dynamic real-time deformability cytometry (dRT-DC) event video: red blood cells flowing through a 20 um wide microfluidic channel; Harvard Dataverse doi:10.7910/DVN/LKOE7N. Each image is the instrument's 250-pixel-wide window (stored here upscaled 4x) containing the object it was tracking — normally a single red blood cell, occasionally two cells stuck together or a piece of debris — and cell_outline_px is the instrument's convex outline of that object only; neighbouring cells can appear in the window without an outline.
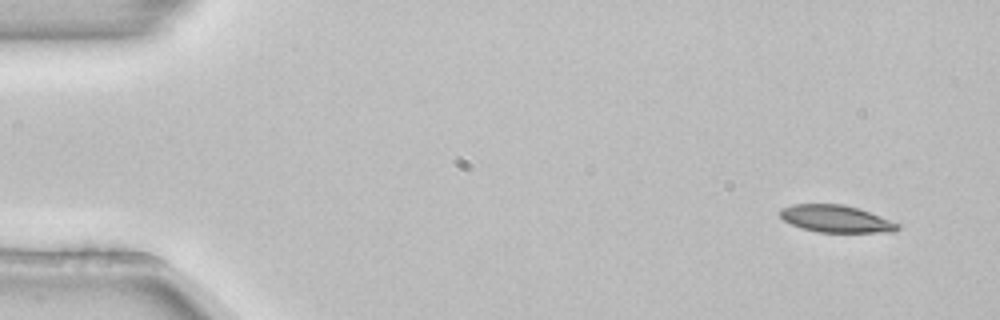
{"species": "common noctule bat (a hibernating species)", "species_latin": "Nyctalus noctula", "temperature_condition": "room temperature", "stored_images_in_passage": 3, "camera_frame_rate_fps": 3000, "um_per_image_px": 0.085, "animal": {"sex": "female", "body_mass_g": 22.7, "forearm_length_mm": 54.2}, "frame": {"image": 1, "passage_image": 1, "time_ms": 0.0, "image_size_px": [1000, 320], "cell_outline_px": [[900, 228], [896, 232], [816, 232], [800, 228], [784, 220], [780, 216], [780, 208], [792, 204], [844, 204], [880, 216], [900, 224]], "centroid_in_image_um": [71.04, 18.6], "position_along_channel_um": 14.0, "area_um2": 18.61}}
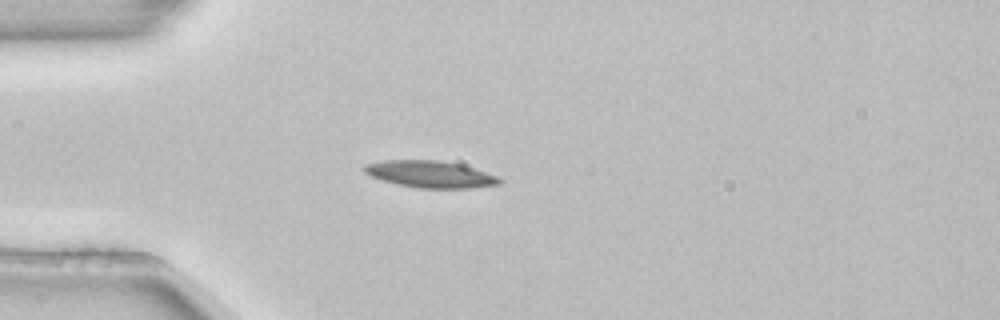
{"frame": {"image": 2, "passage_image": 3, "time_ms": 0.667, "image_size_px": [1000, 320], "cell_outline_px": [[504, 180], [500, 184], [472, 188], [420, 188], [396, 184], [372, 176], [364, 172], [364, 164], [384, 160], [440, 160], [460, 164], [496, 176]], "centroid_in_image_um": [36.57, 14.81], "position_along_channel_um": 48.4, "area_um2": 20.98}}